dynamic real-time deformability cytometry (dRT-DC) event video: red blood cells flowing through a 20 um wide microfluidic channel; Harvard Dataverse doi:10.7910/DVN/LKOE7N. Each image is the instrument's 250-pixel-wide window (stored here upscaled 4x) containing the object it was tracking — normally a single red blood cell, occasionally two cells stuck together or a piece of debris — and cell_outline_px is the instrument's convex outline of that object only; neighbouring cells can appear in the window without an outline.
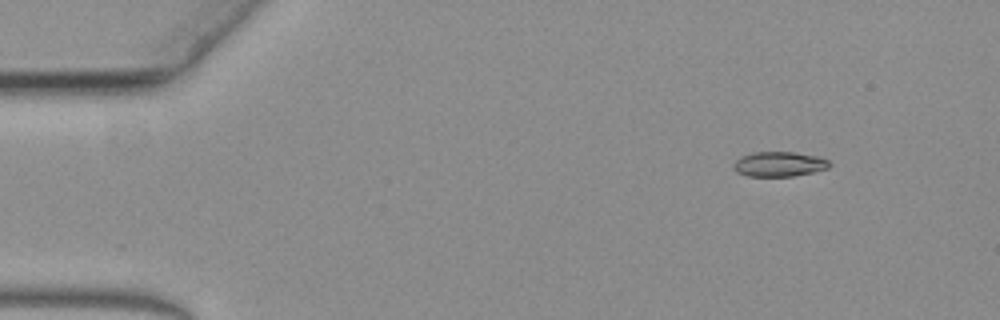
{"species": "common noctule bat (a hibernating species)", "species_latin": "Nyctalus noctula", "temperature_condition": "warm", "stored_images_in_passage": 8, "camera_frame_rate_fps": 3000, "um_per_image_px": 0.085, "animal": {"sex": "female", "body_mass_g": 19.3, "forearm_length_mm": 54.1}, "frame": {"image": 1, "passage_image": 1, "time_ms": 0.0, "image_size_px": [1000, 320], "cell_outline_px": [[832, 164], [828, 168], [812, 172], [792, 176], [748, 176], [736, 172], [732, 168], [732, 164], [736, 160], [744, 156], [756, 152], [792, 152], [816, 156], [828, 160]], "centroid_in_image_um": [66.21, 13.96], "position_along_channel_um": 18.8, "area_um2": 13.76}}